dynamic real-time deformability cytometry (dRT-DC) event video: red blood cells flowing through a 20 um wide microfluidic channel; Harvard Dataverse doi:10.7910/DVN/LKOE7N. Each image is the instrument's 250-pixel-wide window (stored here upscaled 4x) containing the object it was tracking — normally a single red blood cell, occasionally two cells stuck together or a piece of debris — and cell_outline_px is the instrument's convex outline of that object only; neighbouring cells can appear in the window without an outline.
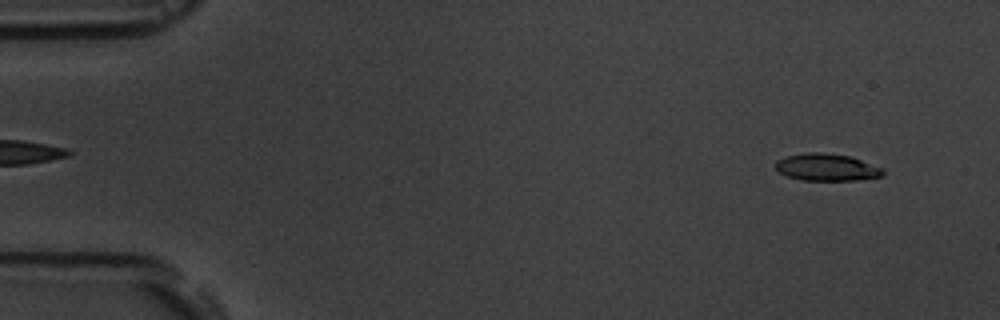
{"species": "common noctule bat (a hibernating species)", "species_latin": "Nyctalus noctula", "temperature_condition": "room temperature", "stored_images_in_passage": 3, "camera_frame_rate_fps": 3000, "um_per_image_px": 0.085, "animal": {"sex": "male", "body_mass_g": 19.5, "forearm_length_mm": 54.6}, "frame": {"image": 1, "passage_image": 1, "time_ms": 0.0, "image_size_px": [1000, 320], "cell_outline_px": [[884, 172], [880, 176], [856, 180], [800, 180], [788, 176], [780, 172], [776, 168], [776, 160], [788, 156], [808, 152], [816, 152], [848, 156], [884, 168]], "centroid_in_image_um": [70.26, 14.22], "position_along_channel_um": 14.7, "area_um2": 16.65}}